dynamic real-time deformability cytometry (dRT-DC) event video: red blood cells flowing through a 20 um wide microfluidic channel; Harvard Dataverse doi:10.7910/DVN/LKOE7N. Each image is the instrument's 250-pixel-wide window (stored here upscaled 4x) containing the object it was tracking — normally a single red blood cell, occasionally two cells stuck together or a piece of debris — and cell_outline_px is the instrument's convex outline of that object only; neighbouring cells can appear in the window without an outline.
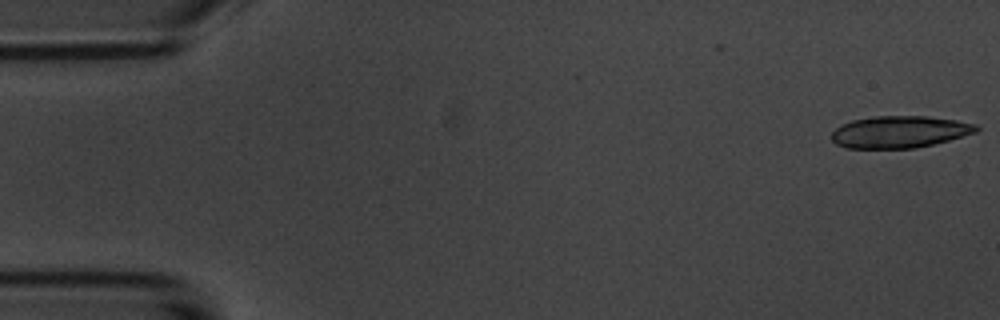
{"species": "common noctule bat (a hibernating species)", "species_latin": "Nyctalus noctula", "temperature_condition": "room temperature", "stored_images_in_passage": 2, "camera_frame_rate_fps": 3000, "um_per_image_px": 0.085, "animal": {"sex": "male", "body_mass_g": 20.1, "forearm_length_mm": 53.5}, "frame": {"image": 1, "passage_image": 2, "time_ms": 1.0, "image_size_px": [1000, 320], "cell_outline_px": [[980, 128], [976, 132], [948, 140], [916, 148], [848, 148], [836, 144], [832, 140], [832, 132], [840, 124], [852, 120], [872, 116], [928, 116], [956, 120], [976, 124]], "centroid_in_image_um": [76.45, 11.2], "position_along_channel_um": 8.6, "area_um2": 26.93}}